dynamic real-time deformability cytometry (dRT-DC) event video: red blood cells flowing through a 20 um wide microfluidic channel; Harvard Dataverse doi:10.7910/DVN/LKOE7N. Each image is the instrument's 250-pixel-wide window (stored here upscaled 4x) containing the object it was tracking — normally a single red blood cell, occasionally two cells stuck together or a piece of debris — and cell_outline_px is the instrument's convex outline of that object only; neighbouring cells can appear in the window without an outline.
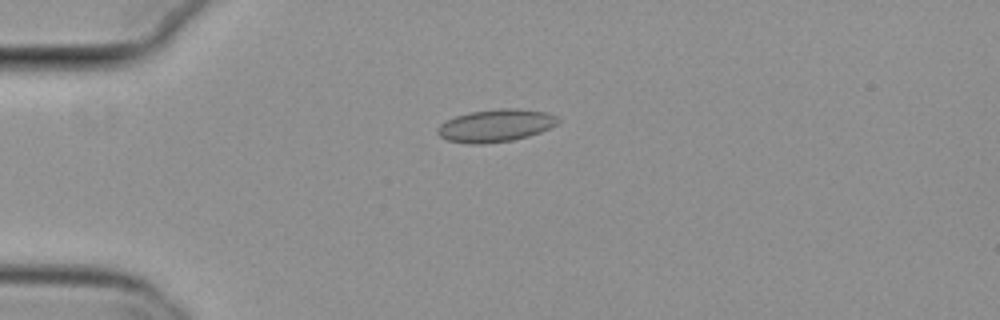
{"species": "common noctule bat (a hibernating species)", "species_latin": "Nyctalus noctula", "temperature_condition": "cold", "stored_images_in_passage": 6, "camera_frame_rate_fps": 3000, "um_per_image_px": 0.085, "animal": {"sex": "female", "body_mass_g": 29.2, "forearm_length_mm": 56.3}, "frame": {"image": 1, "passage_image": 5, "time_ms": 1.333, "image_size_px": [1000, 320], "cell_outline_px": [[560, 120], [556, 124], [540, 132], [528, 136], [512, 140], [484, 144], [468, 144], [448, 140], [440, 136], [436, 132], [436, 128], [440, 124], [456, 116], [472, 112], [500, 108], [516, 108], [548, 112], [556, 116]], "centroid_in_image_um": [42.13, 10.67], "position_along_channel_um": 42.9, "area_um2": 22.77}}